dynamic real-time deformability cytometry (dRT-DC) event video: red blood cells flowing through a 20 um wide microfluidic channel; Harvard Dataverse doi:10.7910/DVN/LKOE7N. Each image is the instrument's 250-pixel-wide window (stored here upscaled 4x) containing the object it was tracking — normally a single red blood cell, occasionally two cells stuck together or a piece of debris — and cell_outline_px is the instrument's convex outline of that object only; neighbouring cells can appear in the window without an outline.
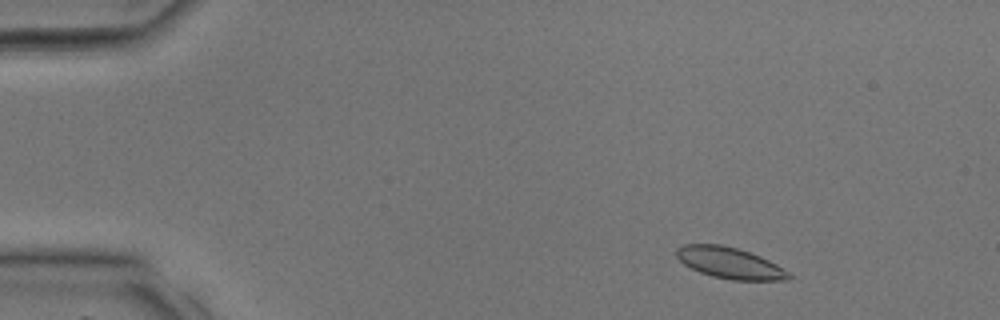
{"species": "common noctule bat (a hibernating species)", "species_latin": "Nyctalus noctula", "temperature_condition": "room temperature", "stored_images_in_passage": 34, "camera_frame_rate_fps": 3000, "um_per_image_px": 0.085, "animal": {"sex": "male", "body_mass_g": 17.9, "forearm_length_mm": 54.2}, "frame": {"image": 1, "passage_image": 3, "time_ms": 0.667, "image_size_px": [1000, 320], "cell_outline_px": [[792, 276], [788, 280], [732, 280], [712, 276], [700, 272], [684, 264], [676, 256], [676, 248], [684, 244], [720, 244], [736, 248], [760, 256], [792, 272]], "centroid_in_image_um": [62.05, 22.35], "position_along_channel_um": 22.9, "area_um2": 20.4}}
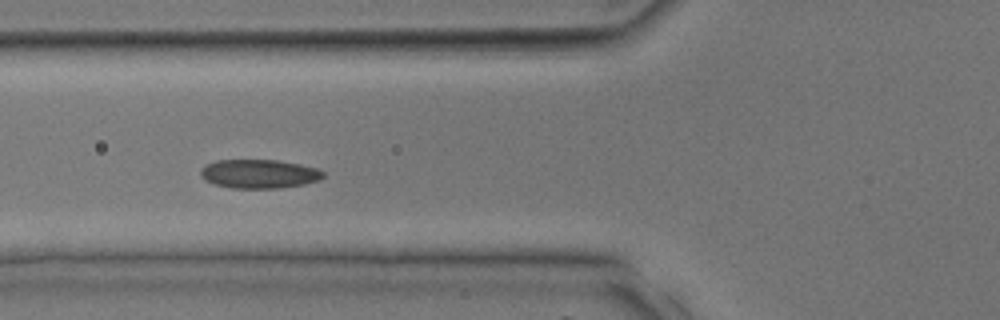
{"frame": {"image": 2, "passage_image": 12, "time_ms": 3.667, "image_size_px": [1000, 320], "cell_outline_px": [[324, 176], [320, 180], [304, 184], [276, 188], [232, 188], [216, 184], [204, 180], [200, 176], [200, 168], [204, 164], [216, 160], [280, 160], [300, 164], [316, 168], [324, 172]], "centroid_in_image_um": [21.99, 14.77], "position_along_channel_um": 103.8, "area_um2": 20.75}}
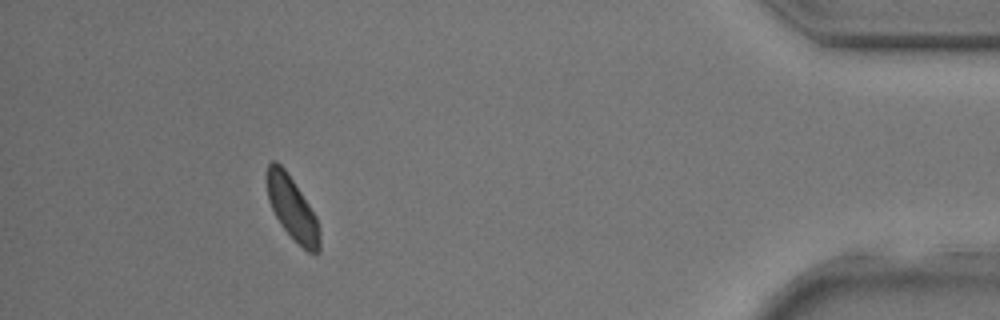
{"frame": {"image": 3, "passage_image": 31, "time_ms": 10.0, "image_size_px": [1000, 320], "cell_outline_px": [[320, 252], [308, 252], [280, 224], [268, 200], [268, 164], [272, 160], [276, 160], [284, 168], [316, 216], [320, 232]], "centroid_in_image_um": [24.86, 17.72], "position_along_channel_um": 410.3, "area_um2": 18.73}}